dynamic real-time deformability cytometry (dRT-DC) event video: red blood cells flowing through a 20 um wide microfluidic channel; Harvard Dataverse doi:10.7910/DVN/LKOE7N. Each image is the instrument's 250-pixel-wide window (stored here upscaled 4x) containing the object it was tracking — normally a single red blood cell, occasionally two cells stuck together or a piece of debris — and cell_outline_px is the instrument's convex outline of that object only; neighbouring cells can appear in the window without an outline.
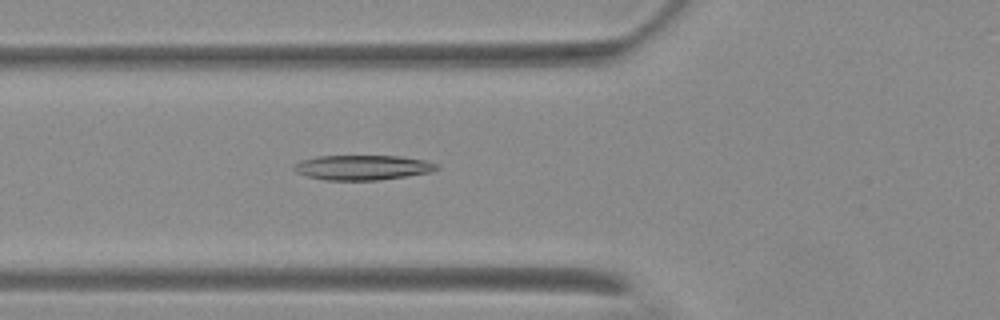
{"species": "Egyptian fruit bat (a non-hibernating species)", "species_latin": "Rousettus aegyptiacus", "temperature_condition": "warm", "stored_images_in_passage": 5, "camera_frame_rate_fps": 3000, "um_per_image_px": 0.085, "animal": {"sex": "female"}, "frame": {"image": 1, "passage_image": 5, "time_ms": 5.667, "image_size_px": [1000, 320], "cell_outline_px": [[440, 168], [432, 172], [380, 180], [324, 180], [308, 176], [296, 172], [292, 168], [292, 164], [300, 160], [316, 156], [400, 156], [424, 160], [440, 164]], "centroid_in_image_um": [30.82, 14.23], "position_along_channel_um": 95.0, "area_um2": 20.92}}